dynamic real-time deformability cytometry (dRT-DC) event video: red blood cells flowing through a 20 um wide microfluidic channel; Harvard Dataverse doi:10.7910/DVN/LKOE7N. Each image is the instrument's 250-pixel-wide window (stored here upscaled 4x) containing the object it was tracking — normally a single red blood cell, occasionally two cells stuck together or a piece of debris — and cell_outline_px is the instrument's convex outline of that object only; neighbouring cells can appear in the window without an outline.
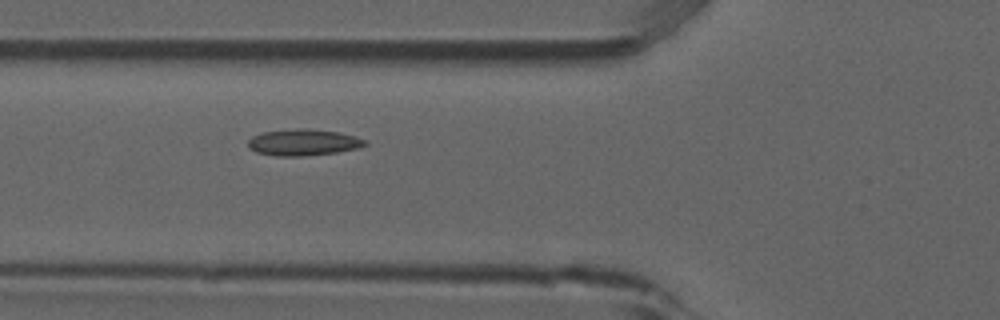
{"species": "common noctule bat (a hibernating species)", "species_latin": "Nyctalus noctula", "temperature_condition": "room temperature", "stored_images_in_passage": 6, "camera_frame_rate_fps": 3000, "um_per_image_px": 0.085, "animal": {"sex": "male", "forearm_length_mm": 52.5}, "frame": {"image": 1, "passage_image": 6, "time_ms": 1.667, "image_size_px": [1000, 320], "cell_outline_px": [[368, 144], [360, 148], [336, 152], [300, 156], [276, 156], [256, 152], [248, 148], [248, 140], [252, 136], [264, 132], [300, 128], [340, 132], [364, 140]], "centroid_in_image_um": [25.75, 12.11], "position_along_channel_um": 100.0, "area_um2": 17.8}}